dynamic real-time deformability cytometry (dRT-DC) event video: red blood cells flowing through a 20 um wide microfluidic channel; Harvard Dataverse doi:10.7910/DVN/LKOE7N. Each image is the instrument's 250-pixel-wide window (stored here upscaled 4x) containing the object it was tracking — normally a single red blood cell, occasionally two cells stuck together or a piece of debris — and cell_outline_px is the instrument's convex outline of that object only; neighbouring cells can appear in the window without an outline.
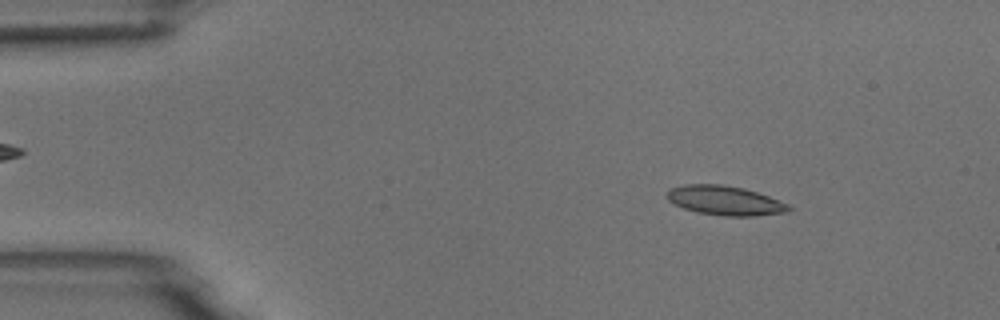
{"species": "common noctule bat (a hibernating species)", "species_latin": "Nyctalus noctula", "temperature_condition": "room temperature", "stored_images_in_passage": 4, "camera_frame_rate_fps": 3000, "um_per_image_px": 0.085, "animal": {"sex": "male", "body_mass_g": 18.8}, "frame": {"image": 1, "passage_image": 1, "time_ms": 0.0, "image_size_px": [1000, 320], "cell_outline_px": [[792, 208], [788, 212], [756, 216], [724, 216], [696, 212], [684, 208], [668, 200], [664, 196], [668, 188], [684, 184], [720, 184], [744, 188], [768, 196], [788, 204]], "centroid_in_image_um": [61.58, 17.04], "position_along_channel_um": 23.4, "area_um2": 20.98}}
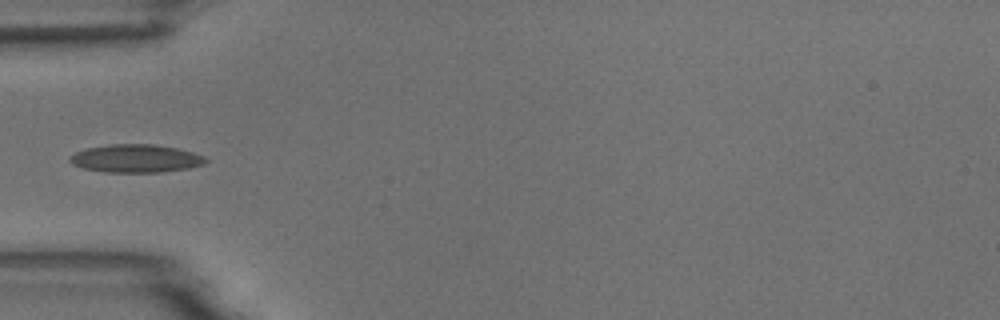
{"frame": {"image": 2, "passage_image": 4, "time_ms": 3.333, "image_size_px": [1000, 320], "cell_outline_px": [[208, 160], [204, 164], [188, 168], [160, 172], [104, 172], [84, 168], [72, 164], [68, 160], [68, 156], [76, 152], [88, 148], [108, 144], [156, 144], [176, 148], [192, 152], [204, 156]], "centroid_in_image_um": [11.53, 13.46], "position_along_channel_um": 73.5, "area_um2": 22.2}}